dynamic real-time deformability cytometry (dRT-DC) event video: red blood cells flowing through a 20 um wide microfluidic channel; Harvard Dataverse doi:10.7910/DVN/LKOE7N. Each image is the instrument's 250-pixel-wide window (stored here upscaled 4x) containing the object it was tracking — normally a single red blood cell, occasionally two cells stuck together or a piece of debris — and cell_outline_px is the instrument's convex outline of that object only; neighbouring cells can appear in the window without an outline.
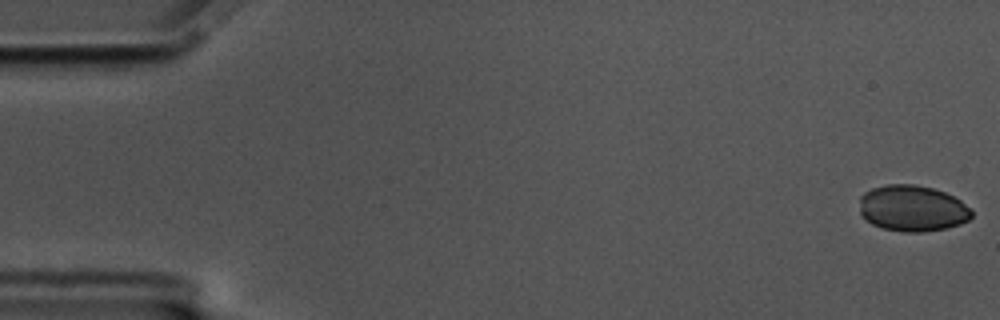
{"species": "common noctule bat (a hibernating species)", "species_latin": "Nyctalus noctula", "temperature_condition": "cold", "stored_images_in_passage": 57, "camera_frame_rate_fps": 3000, "um_per_image_px": 0.085, "animal": {"sex": "male", "body_mass_g": 17.5, "forearm_length_mm": 52.3}, "frame": {"image": 1, "passage_image": 1, "time_ms": 0.0, "image_size_px": [1000, 320], "cell_outline_px": [[972, 216], [968, 220], [960, 224], [944, 228], [924, 232], [900, 232], [880, 228], [872, 224], [860, 216], [860, 196], [864, 192], [872, 188], [888, 184], [912, 184], [932, 188], [944, 192], [960, 200], [972, 208]], "centroid_in_image_um": [77.53, 17.72], "position_along_channel_um": 7.5, "area_um2": 30.4}}
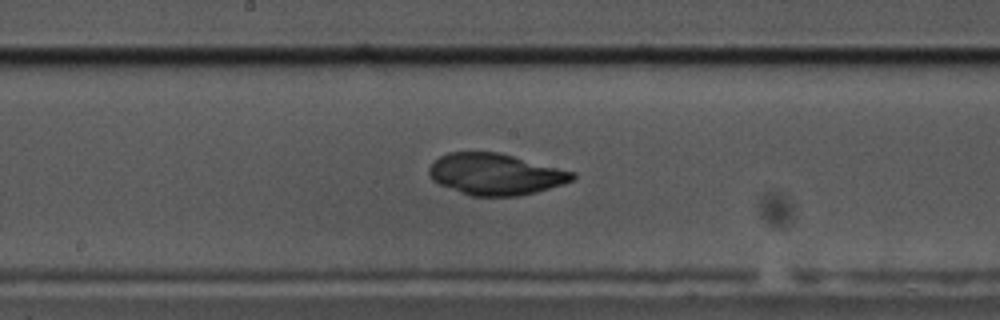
{"frame": {"image": 2, "passage_image": 30, "time_ms": 9.667, "image_size_px": [1000, 320], "cell_outline_px": [[576, 176], [572, 180], [564, 184], [536, 192], [520, 196], [472, 196], [440, 184], [432, 180], [428, 172], [428, 168], [440, 156], [448, 152], [500, 152], [576, 172]], "centroid_in_image_um": [42.15, 14.8], "position_along_channel_um": 206.1, "area_um2": 34.62}}
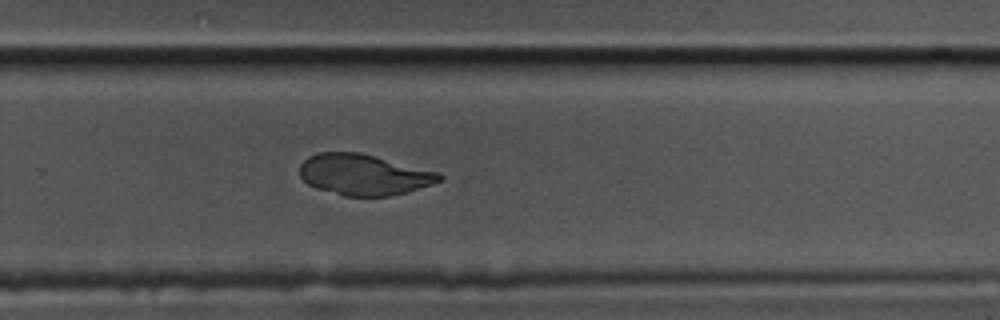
{"frame": {"image": 3, "passage_image": 38, "time_ms": 12.333, "image_size_px": [1000, 320], "cell_outline_px": [[444, 176], [440, 180], [432, 184], [408, 192], [388, 196], [344, 196], [316, 188], [308, 184], [300, 176], [300, 164], [308, 156], [316, 152], [360, 152], [440, 172]], "centroid_in_image_um": [30.92, 14.84], "position_along_channel_um": 298.9, "area_um2": 33.47}}